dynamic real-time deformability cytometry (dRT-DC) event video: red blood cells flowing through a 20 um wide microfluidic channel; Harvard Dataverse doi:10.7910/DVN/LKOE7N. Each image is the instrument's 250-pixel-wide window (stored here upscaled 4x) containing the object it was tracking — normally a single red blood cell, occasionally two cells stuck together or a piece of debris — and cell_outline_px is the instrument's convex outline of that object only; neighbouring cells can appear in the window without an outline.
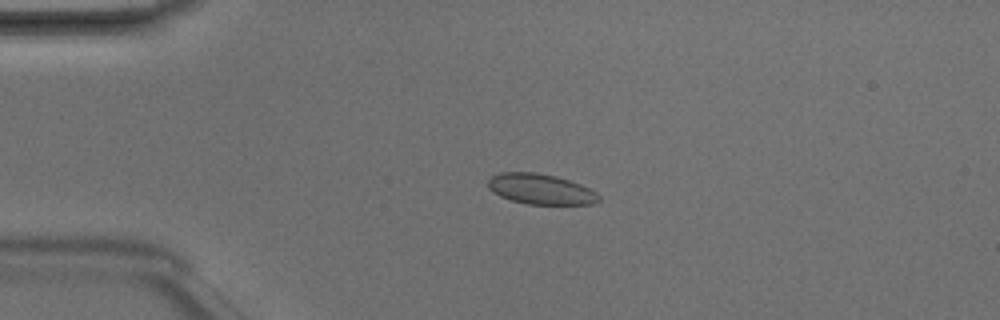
{"species": "Egyptian fruit bat (a non-hibernating species)", "species_latin": "Rousettus aegyptiacus", "temperature_condition": "room temperature", "stored_images_in_passage": 6, "camera_frame_rate_fps": 3000, "um_per_image_px": 0.085, "animal": {"sex": "male"}, "frame": {"image": 1, "passage_image": 3, "time_ms": 0.667, "image_size_px": [1000, 320], "cell_outline_px": [[600, 200], [592, 204], [528, 204], [512, 200], [500, 196], [492, 192], [488, 188], [488, 180], [492, 176], [500, 172], [536, 172], [556, 176], [580, 184], [596, 192], [600, 196]], "centroid_in_image_um": [45.94, 16.07], "position_along_channel_um": 39.1, "area_um2": 19.59}}